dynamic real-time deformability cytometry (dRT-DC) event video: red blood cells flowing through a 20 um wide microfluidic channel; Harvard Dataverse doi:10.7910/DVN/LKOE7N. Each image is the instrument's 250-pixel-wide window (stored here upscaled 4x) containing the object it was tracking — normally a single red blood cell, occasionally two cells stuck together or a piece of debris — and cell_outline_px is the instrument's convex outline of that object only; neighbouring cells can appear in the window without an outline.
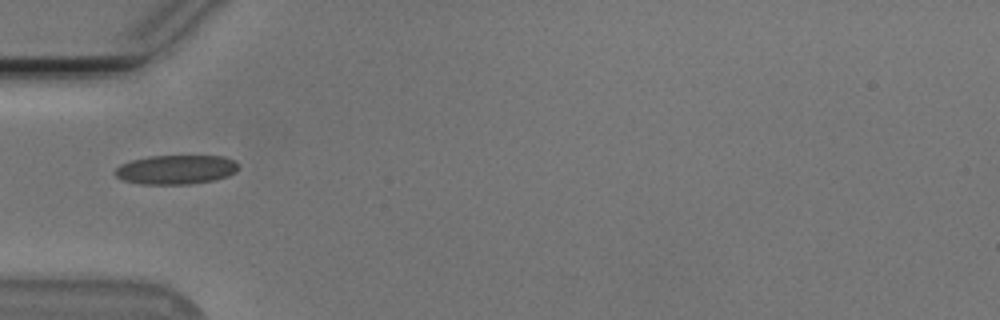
{"species": "Egyptian fruit bat (a non-hibernating species)", "species_latin": "Rousettus aegyptiacus", "temperature_condition": "cold", "stored_images_in_passage": 37, "camera_frame_rate_fps": 3000, "um_per_image_px": 0.085, "animal": {"sex": "male"}, "frame": {"image": 1, "passage_image": 1, "time_ms": 0.0, "image_size_px": [1000, 320], "cell_outline_px": [[236, 172], [228, 176], [212, 180], [192, 184], [140, 184], [120, 180], [116, 176], [116, 168], [120, 164], [132, 160], [148, 156], [224, 156], [232, 160], [236, 164]], "centroid_in_image_um": [14.91, 14.42], "position_along_channel_um": 70.1, "area_um2": 20.92}}
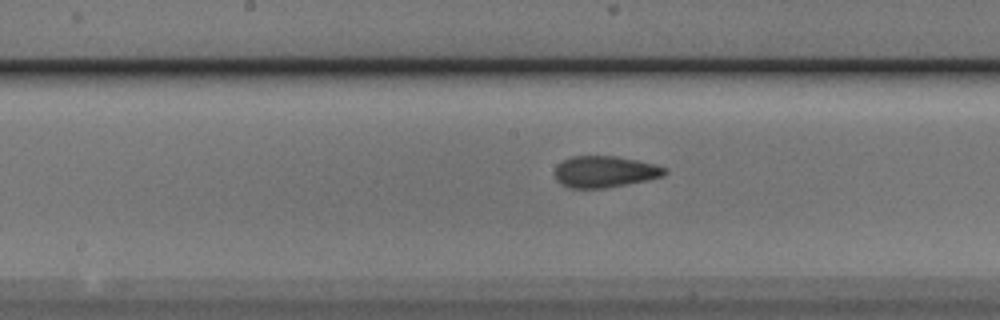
{"frame": {"image": 2, "passage_image": 11, "time_ms": 3.333, "image_size_px": [1000, 320], "cell_outline_px": [[668, 172], [664, 176], [648, 180], [628, 184], [604, 188], [568, 188], [560, 184], [556, 180], [552, 172], [556, 164], [572, 156], [616, 156], [656, 164], [668, 168]], "centroid_in_image_um": [51.39, 14.6], "position_along_channel_um": 196.8, "area_um2": 20.58}}
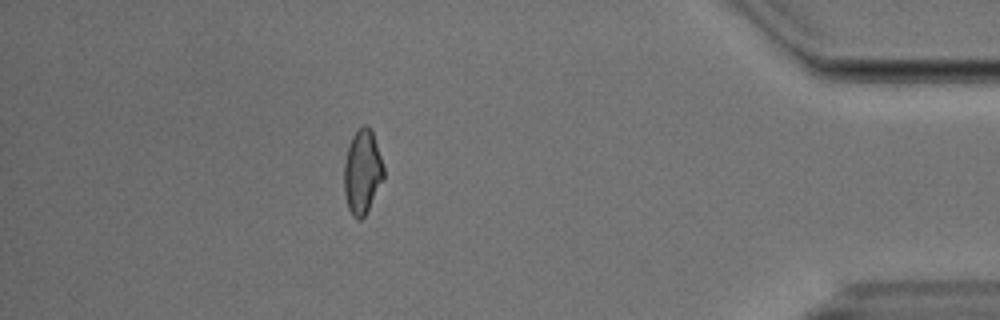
{"frame": {"image": 3, "passage_image": 31, "time_ms": 10.0, "image_size_px": [1000, 320], "cell_outline_px": [[384, 180], [364, 216], [360, 220], [356, 220], [352, 216], [348, 208], [344, 192], [344, 164], [348, 144], [352, 136], [364, 124], [368, 124], [372, 128], [384, 168]], "centroid_in_image_um": [30.8, 14.6], "position_along_channel_um": 404.4, "area_um2": 19.65}, "authors_computed_cell_mechanics": {"area_um2": 19.7098, "velocity_mm_per_s": 3.7867, "shape_relaxation_time_tau1_ms": 9.0264, "shape_relaxation_time_tau2_ms": 1.9593, "deformation_change_tau1": 0.1677, "deformation_change_tau2": 0.0805}}